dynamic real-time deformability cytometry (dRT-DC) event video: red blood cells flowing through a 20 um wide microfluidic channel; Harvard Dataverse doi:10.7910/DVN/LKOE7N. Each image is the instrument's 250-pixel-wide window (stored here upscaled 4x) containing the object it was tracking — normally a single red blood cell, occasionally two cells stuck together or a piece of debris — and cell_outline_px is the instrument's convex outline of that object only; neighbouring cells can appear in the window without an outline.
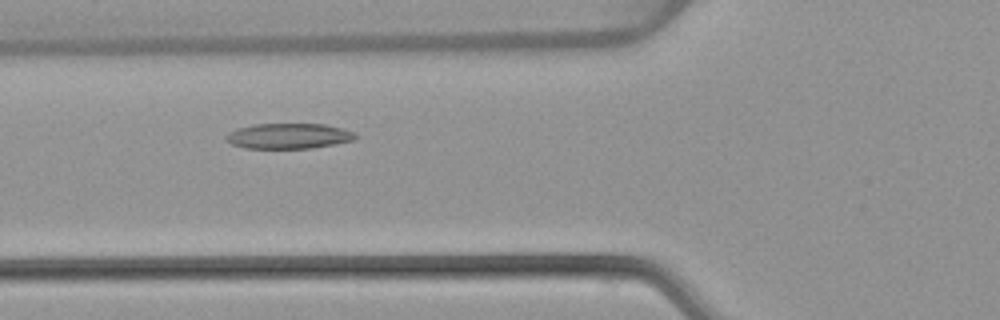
{"species": "common noctule bat (a hibernating species)", "species_latin": "Nyctalus noctula", "temperature_condition": "warm", "stored_images_in_passage": 48, "camera_frame_rate_fps": 3000, "um_per_image_px": 0.085, "animal": {"sex": "female", "body_mass_g": 22.7, "forearm_length_mm": 54.2}, "frame": {"image": 1, "passage_image": 15, "time_ms": 4.667, "image_size_px": [1000, 320], "cell_outline_px": [[360, 136], [352, 140], [312, 148], [244, 148], [232, 144], [224, 136], [228, 132], [236, 128], [252, 124], [324, 124], [344, 128]], "centroid_in_image_um": [24.51, 11.55], "position_along_channel_um": 101.3, "area_um2": 19.13}}
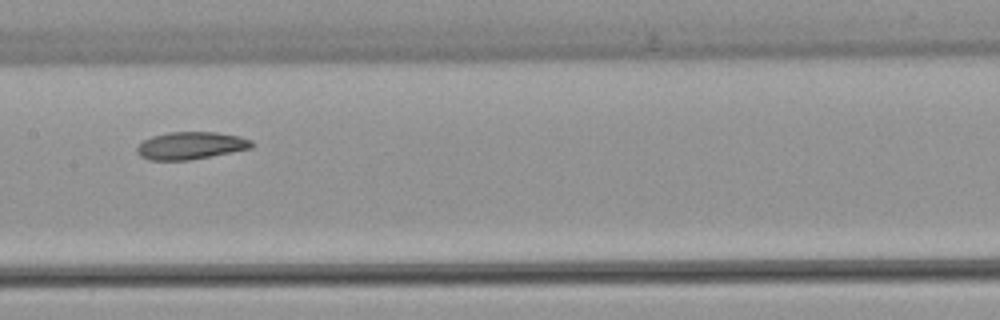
{"frame": {"image": 2, "passage_image": 22, "time_ms": 7.0, "image_size_px": [1000, 320], "cell_outline_px": [[256, 144], [252, 148], [212, 156], [188, 160], [148, 160], [140, 156], [136, 152], [136, 148], [144, 140], [152, 136], [168, 132], [216, 132], [240, 136], [252, 140]], "centroid_in_image_um": [16.24, 12.37], "position_along_channel_um": 191.2, "area_um2": 18.5}}
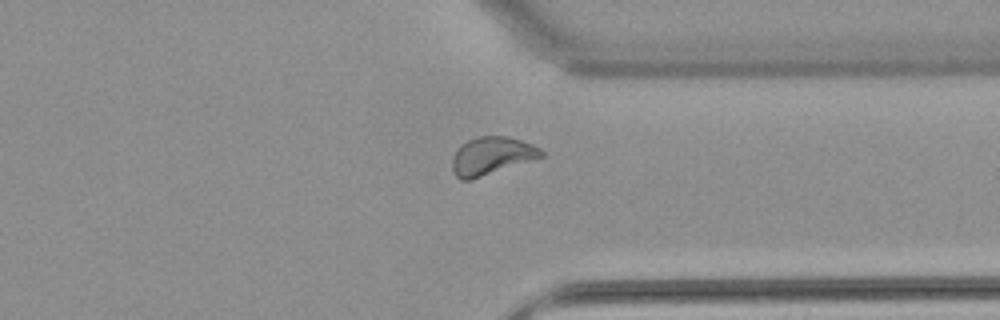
{"frame": {"image": 3, "passage_image": 36, "time_ms": 11.667, "image_size_px": [1000, 320], "cell_outline_px": [[544, 156], [472, 180], [460, 180], [456, 176], [452, 168], [452, 156], [460, 144], [468, 140], [480, 136], [508, 136], [532, 144], [540, 148], [544, 152]], "centroid_in_image_um": [41.76, 13.25], "position_along_channel_um": 369.6, "area_um2": 19.71}, "authors_computed_cell_mechanics": {"area_um2": 19.7098, "velocity_mm_per_s": 3.8491, "shape_relaxation_time_tau1_ms": null, "shape_relaxation_time_tau2_ms": 4.5887, "deformation_change_tau1": null, "deformation_change_tau2": 0.1077}}